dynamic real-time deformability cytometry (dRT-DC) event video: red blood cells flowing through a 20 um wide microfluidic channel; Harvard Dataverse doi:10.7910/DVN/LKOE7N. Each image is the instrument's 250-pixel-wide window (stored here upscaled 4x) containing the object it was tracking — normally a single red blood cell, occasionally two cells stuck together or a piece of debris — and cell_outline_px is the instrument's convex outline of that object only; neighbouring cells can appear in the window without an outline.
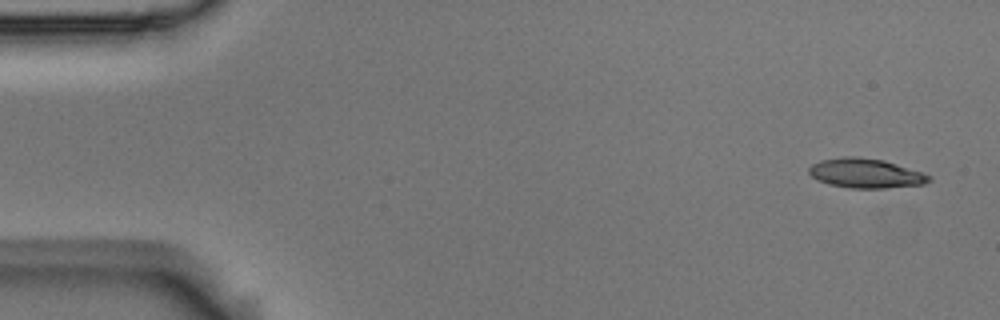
{"species": "Egyptian fruit bat (a non-hibernating species)", "species_latin": "Rousettus aegyptiacus", "temperature_condition": "room temperature", "stored_images_in_passage": 5, "camera_frame_rate_fps": 3000, "um_per_image_px": 0.085, "animal": {"sex": "male"}, "frame": {"image": 1, "passage_image": 1, "time_ms": 0.0, "image_size_px": [1000, 320], "cell_outline_px": [[932, 180], [924, 184], [884, 188], [852, 188], [828, 184], [812, 176], [808, 172], [808, 168], [812, 164], [820, 160], [844, 156], [856, 156], [884, 160], [932, 176]], "centroid_in_image_um": [73.57, 14.72], "position_along_channel_um": 11.4, "area_um2": 20.52}}
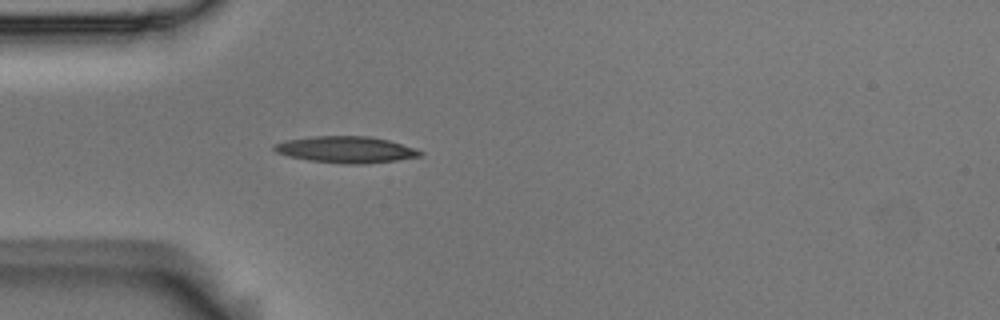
{"frame": {"image": 2, "passage_image": 5, "time_ms": 1.333, "image_size_px": [1000, 320], "cell_outline_px": [[424, 152], [420, 156], [396, 160], [360, 164], [344, 164], [308, 160], [288, 156], [276, 152], [272, 148], [272, 144], [284, 140], [316, 136], [368, 136], [388, 140], [416, 148]], "centroid_in_image_um": [29.37, 12.71], "position_along_channel_um": 55.6, "area_um2": 22.54}}